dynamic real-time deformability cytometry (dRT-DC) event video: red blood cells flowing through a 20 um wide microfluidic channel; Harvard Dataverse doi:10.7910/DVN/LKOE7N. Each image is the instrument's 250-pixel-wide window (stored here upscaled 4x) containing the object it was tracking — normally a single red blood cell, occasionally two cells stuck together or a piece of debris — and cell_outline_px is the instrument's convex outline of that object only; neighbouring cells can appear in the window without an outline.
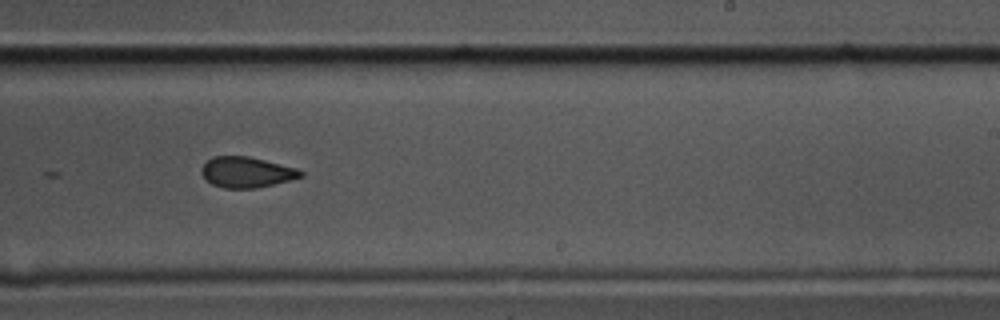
{"species": "common noctule bat (a hibernating species)", "species_latin": "Nyctalus noctula", "temperature_condition": "cold", "stored_images_in_passage": 14, "camera_frame_rate_fps": 3000, "um_per_image_px": 0.085, "animal": {"sex": "male", "body_mass_g": 17.5, "forearm_length_mm": 52.3}, "frame": {"image": 1, "passage_image": 9, "time_ms": 2.667, "image_size_px": [1000, 320], "cell_outline_px": [[304, 176], [256, 188], [224, 188], [212, 184], [200, 172], [200, 168], [212, 156], [248, 156], [296, 168], [304, 172]], "centroid_in_image_um": [20.93, 14.63], "position_along_channel_um": 268.1, "area_um2": 17.51}}
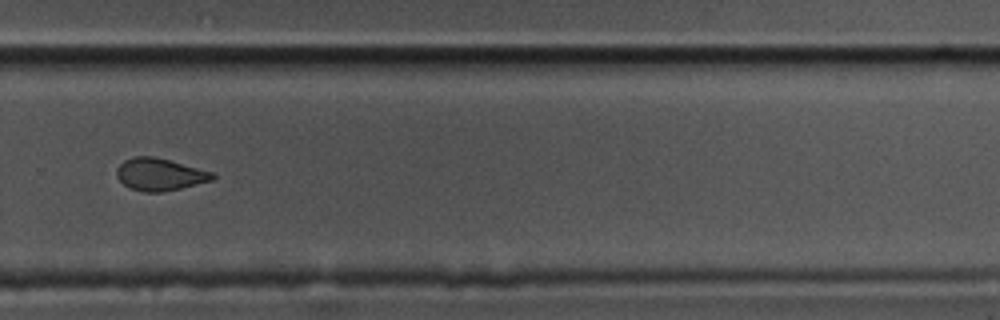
{"frame": {"image": 2, "passage_image": 10, "time_ms": 3.0, "image_size_px": [1000, 320], "cell_outline_px": [[216, 176], [212, 180], [164, 192], [144, 192], [132, 188], [124, 184], [116, 176], [116, 168], [124, 160], [132, 156], [156, 156], [216, 172]], "centroid_in_image_um": [13.6, 14.8], "position_along_channel_um": 316.2, "area_um2": 18.26}}
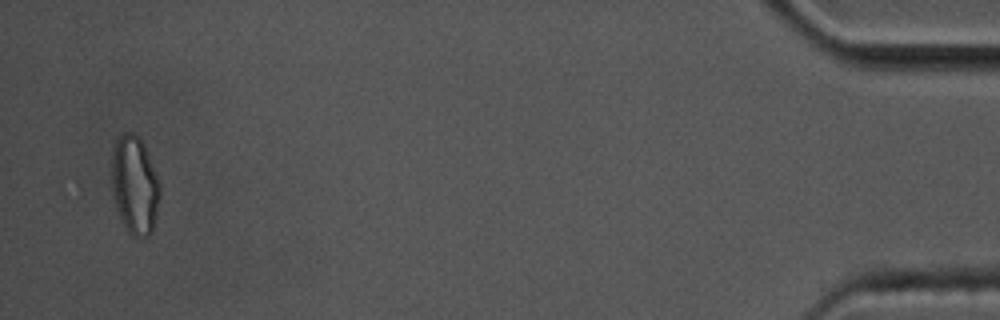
{"frame": {"image": 3, "passage_image": 14, "time_ms": 4.333, "image_size_px": [1000, 320], "cell_outline_px": [[160, 192], [152, 232], [148, 236], [132, 236], [128, 232], [120, 216], [116, 204], [112, 188], [112, 156], [116, 140], [124, 132], [132, 132], [144, 144], [160, 184]], "centroid_in_image_um": [11.45, 15.73], "position_along_channel_um": 423.7, "area_um2": 27.05}}